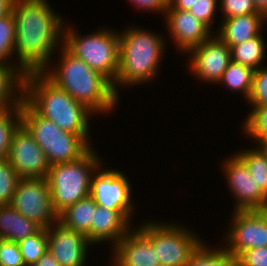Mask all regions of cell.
<instances>
[{"mask_svg":"<svg viewBox=\"0 0 267 266\" xmlns=\"http://www.w3.org/2000/svg\"><path fill=\"white\" fill-rule=\"evenodd\" d=\"M25 266L35 264L47 251V229L41 228L37 233L18 242Z\"/></svg>","mask_w":267,"mask_h":266,"instance_id":"4316f807","label":"cell"},{"mask_svg":"<svg viewBox=\"0 0 267 266\" xmlns=\"http://www.w3.org/2000/svg\"><path fill=\"white\" fill-rule=\"evenodd\" d=\"M166 28L177 52L188 53L209 39L213 32L192 13L184 10H166L164 15Z\"/></svg>","mask_w":267,"mask_h":266,"instance_id":"2e32d148","label":"cell"},{"mask_svg":"<svg viewBox=\"0 0 267 266\" xmlns=\"http://www.w3.org/2000/svg\"><path fill=\"white\" fill-rule=\"evenodd\" d=\"M48 251L60 266H85L89 245L86 235L65 228L61 223L47 229Z\"/></svg>","mask_w":267,"mask_h":266,"instance_id":"9a60e30c","label":"cell"},{"mask_svg":"<svg viewBox=\"0 0 267 266\" xmlns=\"http://www.w3.org/2000/svg\"><path fill=\"white\" fill-rule=\"evenodd\" d=\"M131 222L122 211H113L97 205L86 237L93 245L107 241L113 248L134 227Z\"/></svg>","mask_w":267,"mask_h":266,"instance_id":"ac0fdd59","label":"cell"},{"mask_svg":"<svg viewBox=\"0 0 267 266\" xmlns=\"http://www.w3.org/2000/svg\"><path fill=\"white\" fill-rule=\"evenodd\" d=\"M0 266H25L17 242L0 239Z\"/></svg>","mask_w":267,"mask_h":266,"instance_id":"e575fe53","label":"cell"},{"mask_svg":"<svg viewBox=\"0 0 267 266\" xmlns=\"http://www.w3.org/2000/svg\"><path fill=\"white\" fill-rule=\"evenodd\" d=\"M93 148L78 160L50 166L46 179L52 206L58 215L68 206L89 196L91 177L103 163Z\"/></svg>","mask_w":267,"mask_h":266,"instance_id":"8992f818","label":"cell"},{"mask_svg":"<svg viewBox=\"0 0 267 266\" xmlns=\"http://www.w3.org/2000/svg\"><path fill=\"white\" fill-rule=\"evenodd\" d=\"M25 74L16 65L0 64V111L20 110Z\"/></svg>","mask_w":267,"mask_h":266,"instance_id":"ffe728a7","label":"cell"},{"mask_svg":"<svg viewBox=\"0 0 267 266\" xmlns=\"http://www.w3.org/2000/svg\"><path fill=\"white\" fill-rule=\"evenodd\" d=\"M256 146L239 150L235 154L245 163L256 188L267 197V150L262 145Z\"/></svg>","mask_w":267,"mask_h":266,"instance_id":"cb8c5ba5","label":"cell"},{"mask_svg":"<svg viewBox=\"0 0 267 266\" xmlns=\"http://www.w3.org/2000/svg\"><path fill=\"white\" fill-rule=\"evenodd\" d=\"M20 113L21 124L44 151L50 165L78 160L92 148L81 136L63 131L40 116L25 100Z\"/></svg>","mask_w":267,"mask_h":266,"instance_id":"5b68a950","label":"cell"},{"mask_svg":"<svg viewBox=\"0 0 267 266\" xmlns=\"http://www.w3.org/2000/svg\"><path fill=\"white\" fill-rule=\"evenodd\" d=\"M31 266H60L54 256L47 251L35 264Z\"/></svg>","mask_w":267,"mask_h":266,"instance_id":"f35d334b","label":"cell"},{"mask_svg":"<svg viewBox=\"0 0 267 266\" xmlns=\"http://www.w3.org/2000/svg\"><path fill=\"white\" fill-rule=\"evenodd\" d=\"M198 0H169V7L167 10H184L189 11L194 7Z\"/></svg>","mask_w":267,"mask_h":266,"instance_id":"74e56055","label":"cell"},{"mask_svg":"<svg viewBox=\"0 0 267 266\" xmlns=\"http://www.w3.org/2000/svg\"><path fill=\"white\" fill-rule=\"evenodd\" d=\"M264 148H267V139L261 144Z\"/></svg>","mask_w":267,"mask_h":266,"instance_id":"b9f144b4","label":"cell"},{"mask_svg":"<svg viewBox=\"0 0 267 266\" xmlns=\"http://www.w3.org/2000/svg\"><path fill=\"white\" fill-rule=\"evenodd\" d=\"M223 160L221 170L228 183V190L234 198L233 211L236 210H265L267 197L256 188L255 181L250 177V172L245 163L236 155Z\"/></svg>","mask_w":267,"mask_h":266,"instance_id":"5bb4252c","label":"cell"},{"mask_svg":"<svg viewBox=\"0 0 267 266\" xmlns=\"http://www.w3.org/2000/svg\"><path fill=\"white\" fill-rule=\"evenodd\" d=\"M233 213V214H232ZM223 238V247L236 258L245 250L267 247V212L265 210H236Z\"/></svg>","mask_w":267,"mask_h":266,"instance_id":"8fae6325","label":"cell"},{"mask_svg":"<svg viewBox=\"0 0 267 266\" xmlns=\"http://www.w3.org/2000/svg\"><path fill=\"white\" fill-rule=\"evenodd\" d=\"M20 125V110L0 111V159L7 158L13 134Z\"/></svg>","mask_w":267,"mask_h":266,"instance_id":"f1b7e54d","label":"cell"},{"mask_svg":"<svg viewBox=\"0 0 267 266\" xmlns=\"http://www.w3.org/2000/svg\"><path fill=\"white\" fill-rule=\"evenodd\" d=\"M128 176L118 169H103V163L91 177L90 196L95 203L106 209L122 211L130 220L135 214L132 186Z\"/></svg>","mask_w":267,"mask_h":266,"instance_id":"30bf717a","label":"cell"},{"mask_svg":"<svg viewBox=\"0 0 267 266\" xmlns=\"http://www.w3.org/2000/svg\"><path fill=\"white\" fill-rule=\"evenodd\" d=\"M265 21H267L266 18L260 13L222 19L215 34L231 48L258 36L262 32Z\"/></svg>","mask_w":267,"mask_h":266,"instance_id":"d6986e66","label":"cell"},{"mask_svg":"<svg viewBox=\"0 0 267 266\" xmlns=\"http://www.w3.org/2000/svg\"><path fill=\"white\" fill-rule=\"evenodd\" d=\"M251 107L267 106V66L254 71L250 95L247 99Z\"/></svg>","mask_w":267,"mask_h":266,"instance_id":"1f68e13d","label":"cell"},{"mask_svg":"<svg viewBox=\"0 0 267 266\" xmlns=\"http://www.w3.org/2000/svg\"><path fill=\"white\" fill-rule=\"evenodd\" d=\"M24 100L42 117L63 131L81 136L91 147L90 120L95 115L43 73H29L24 80ZM90 137V138H89Z\"/></svg>","mask_w":267,"mask_h":266,"instance_id":"3957f363","label":"cell"},{"mask_svg":"<svg viewBox=\"0 0 267 266\" xmlns=\"http://www.w3.org/2000/svg\"><path fill=\"white\" fill-rule=\"evenodd\" d=\"M9 205L42 228L58 222L46 178H21Z\"/></svg>","mask_w":267,"mask_h":266,"instance_id":"9c48e42d","label":"cell"},{"mask_svg":"<svg viewBox=\"0 0 267 266\" xmlns=\"http://www.w3.org/2000/svg\"><path fill=\"white\" fill-rule=\"evenodd\" d=\"M73 29L65 24L63 46L113 84L119 67V32L105 27L82 36Z\"/></svg>","mask_w":267,"mask_h":266,"instance_id":"52a82bcc","label":"cell"},{"mask_svg":"<svg viewBox=\"0 0 267 266\" xmlns=\"http://www.w3.org/2000/svg\"><path fill=\"white\" fill-rule=\"evenodd\" d=\"M254 69L240 63L230 62L218 84L227 86L231 92H240L248 99L252 87Z\"/></svg>","mask_w":267,"mask_h":266,"instance_id":"484cf974","label":"cell"},{"mask_svg":"<svg viewBox=\"0 0 267 266\" xmlns=\"http://www.w3.org/2000/svg\"><path fill=\"white\" fill-rule=\"evenodd\" d=\"M59 51L57 65L54 66L52 62L53 65L49 64L42 73L95 115H107L114 111L120 97L115 93L112 83L64 46Z\"/></svg>","mask_w":267,"mask_h":266,"instance_id":"7a4b0ae2","label":"cell"},{"mask_svg":"<svg viewBox=\"0 0 267 266\" xmlns=\"http://www.w3.org/2000/svg\"><path fill=\"white\" fill-rule=\"evenodd\" d=\"M133 7L146 12L162 13L165 15L167 8L169 7V0H129Z\"/></svg>","mask_w":267,"mask_h":266,"instance_id":"8d00e7d4","label":"cell"},{"mask_svg":"<svg viewBox=\"0 0 267 266\" xmlns=\"http://www.w3.org/2000/svg\"><path fill=\"white\" fill-rule=\"evenodd\" d=\"M122 31L119 32V67L112 84L118 96V86L138 87L159 76L164 49L168 45L163 35L138 26H127Z\"/></svg>","mask_w":267,"mask_h":266,"instance_id":"277c9868","label":"cell"},{"mask_svg":"<svg viewBox=\"0 0 267 266\" xmlns=\"http://www.w3.org/2000/svg\"><path fill=\"white\" fill-rule=\"evenodd\" d=\"M206 243L203 241L191 254L186 266H237V258L223 246L212 247Z\"/></svg>","mask_w":267,"mask_h":266,"instance_id":"d4e9b609","label":"cell"},{"mask_svg":"<svg viewBox=\"0 0 267 266\" xmlns=\"http://www.w3.org/2000/svg\"><path fill=\"white\" fill-rule=\"evenodd\" d=\"M7 159L20 178H47L51 166L44 151L22 124L13 134Z\"/></svg>","mask_w":267,"mask_h":266,"instance_id":"4fadbf2b","label":"cell"},{"mask_svg":"<svg viewBox=\"0 0 267 266\" xmlns=\"http://www.w3.org/2000/svg\"><path fill=\"white\" fill-rule=\"evenodd\" d=\"M15 34L14 16L10 13L7 17L0 20V64L15 65L13 59Z\"/></svg>","mask_w":267,"mask_h":266,"instance_id":"f546056e","label":"cell"},{"mask_svg":"<svg viewBox=\"0 0 267 266\" xmlns=\"http://www.w3.org/2000/svg\"><path fill=\"white\" fill-rule=\"evenodd\" d=\"M21 178L7 158L0 159V206L9 205Z\"/></svg>","mask_w":267,"mask_h":266,"instance_id":"4dcf8cb0","label":"cell"},{"mask_svg":"<svg viewBox=\"0 0 267 266\" xmlns=\"http://www.w3.org/2000/svg\"><path fill=\"white\" fill-rule=\"evenodd\" d=\"M243 122V131L261 145L267 139V106L252 107Z\"/></svg>","mask_w":267,"mask_h":266,"instance_id":"83f0119b","label":"cell"},{"mask_svg":"<svg viewBox=\"0 0 267 266\" xmlns=\"http://www.w3.org/2000/svg\"><path fill=\"white\" fill-rule=\"evenodd\" d=\"M97 204L89 195L68 206L58 215V222L65 228L86 235L91 228Z\"/></svg>","mask_w":267,"mask_h":266,"instance_id":"7402d4cb","label":"cell"},{"mask_svg":"<svg viewBox=\"0 0 267 266\" xmlns=\"http://www.w3.org/2000/svg\"><path fill=\"white\" fill-rule=\"evenodd\" d=\"M14 0H0V20L11 13Z\"/></svg>","mask_w":267,"mask_h":266,"instance_id":"ab89813d","label":"cell"},{"mask_svg":"<svg viewBox=\"0 0 267 266\" xmlns=\"http://www.w3.org/2000/svg\"><path fill=\"white\" fill-rule=\"evenodd\" d=\"M237 266H267V247L243 251L237 257Z\"/></svg>","mask_w":267,"mask_h":266,"instance_id":"d590c367","label":"cell"},{"mask_svg":"<svg viewBox=\"0 0 267 266\" xmlns=\"http://www.w3.org/2000/svg\"><path fill=\"white\" fill-rule=\"evenodd\" d=\"M189 55L190 73L203 83L221 80L224 71L232 61L231 49L215 33L202 44L191 49Z\"/></svg>","mask_w":267,"mask_h":266,"instance_id":"7c38bea8","label":"cell"},{"mask_svg":"<svg viewBox=\"0 0 267 266\" xmlns=\"http://www.w3.org/2000/svg\"><path fill=\"white\" fill-rule=\"evenodd\" d=\"M262 34L263 33H260L254 38L232 46L230 48L232 60L254 70L264 67L263 65L265 64L263 60L265 61L266 58L267 50L265 48L267 47Z\"/></svg>","mask_w":267,"mask_h":266,"instance_id":"603a6c76","label":"cell"},{"mask_svg":"<svg viewBox=\"0 0 267 266\" xmlns=\"http://www.w3.org/2000/svg\"><path fill=\"white\" fill-rule=\"evenodd\" d=\"M42 227L24 217L10 205L0 206V239L20 242Z\"/></svg>","mask_w":267,"mask_h":266,"instance_id":"44dd1931","label":"cell"},{"mask_svg":"<svg viewBox=\"0 0 267 266\" xmlns=\"http://www.w3.org/2000/svg\"><path fill=\"white\" fill-rule=\"evenodd\" d=\"M218 9L219 0H198L189 12L210 29H214L212 25L216 20L214 18L217 17L215 15Z\"/></svg>","mask_w":267,"mask_h":266,"instance_id":"836d02e7","label":"cell"},{"mask_svg":"<svg viewBox=\"0 0 267 266\" xmlns=\"http://www.w3.org/2000/svg\"><path fill=\"white\" fill-rule=\"evenodd\" d=\"M149 221L142 222L138 229L151 241L161 266H186L191 254L204 241L186 225Z\"/></svg>","mask_w":267,"mask_h":266,"instance_id":"ba28073f","label":"cell"},{"mask_svg":"<svg viewBox=\"0 0 267 266\" xmlns=\"http://www.w3.org/2000/svg\"><path fill=\"white\" fill-rule=\"evenodd\" d=\"M51 6L48 0H14L12 4L15 65L25 75L42 73L63 46L66 21Z\"/></svg>","mask_w":267,"mask_h":266,"instance_id":"6da1fadb","label":"cell"},{"mask_svg":"<svg viewBox=\"0 0 267 266\" xmlns=\"http://www.w3.org/2000/svg\"><path fill=\"white\" fill-rule=\"evenodd\" d=\"M257 12L267 19V0H253Z\"/></svg>","mask_w":267,"mask_h":266,"instance_id":"60d3db41","label":"cell"},{"mask_svg":"<svg viewBox=\"0 0 267 266\" xmlns=\"http://www.w3.org/2000/svg\"><path fill=\"white\" fill-rule=\"evenodd\" d=\"M222 19L249 14H259L253 0H219Z\"/></svg>","mask_w":267,"mask_h":266,"instance_id":"d6a6232c","label":"cell"},{"mask_svg":"<svg viewBox=\"0 0 267 266\" xmlns=\"http://www.w3.org/2000/svg\"><path fill=\"white\" fill-rule=\"evenodd\" d=\"M136 228L111 248V266H161L151 241Z\"/></svg>","mask_w":267,"mask_h":266,"instance_id":"e0dca14e","label":"cell"}]
</instances>
